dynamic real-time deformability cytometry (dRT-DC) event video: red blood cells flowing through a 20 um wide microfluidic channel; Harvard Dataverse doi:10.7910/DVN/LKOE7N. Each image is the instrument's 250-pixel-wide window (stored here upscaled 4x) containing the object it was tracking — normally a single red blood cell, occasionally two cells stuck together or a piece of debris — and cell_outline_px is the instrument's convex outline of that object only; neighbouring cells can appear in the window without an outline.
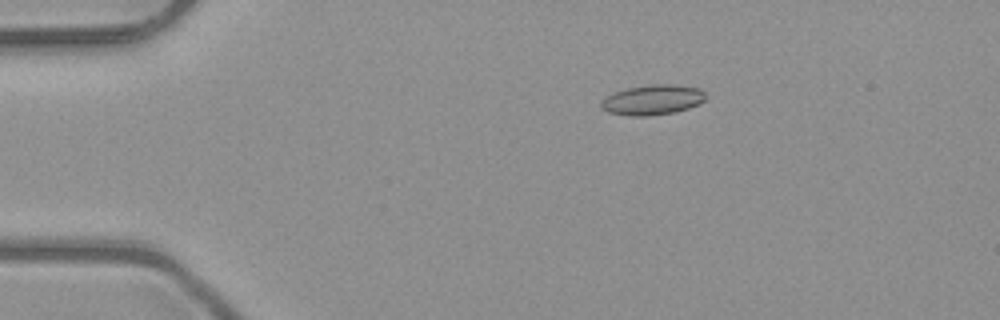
{"species": "common noctule bat (a hibernating species)", "species_latin": "Nyctalus noctula", "temperature_condition": "room temperature", "stored_images_in_passage": 49, "camera_frame_rate_fps": 3000, "um_per_image_px": 0.085, "animal": {"sex": "male", "body_mass_g": 23.1, "forearm_length_mm": 52.7}, "frame": {"image": 1, "passage_image": 7, "time_ms": 2.0, "image_size_px": [1000, 320], "cell_outline_px": [[704, 100], [688, 108], [672, 112], [648, 116], [632, 116], [608, 112], [600, 108], [600, 100], [616, 92], [628, 88], [648, 84], [672, 84], [700, 88], [704, 92]], "centroid_in_image_um": [55.43, 8.48], "position_along_channel_um": 29.6, "area_um2": 18.15}}
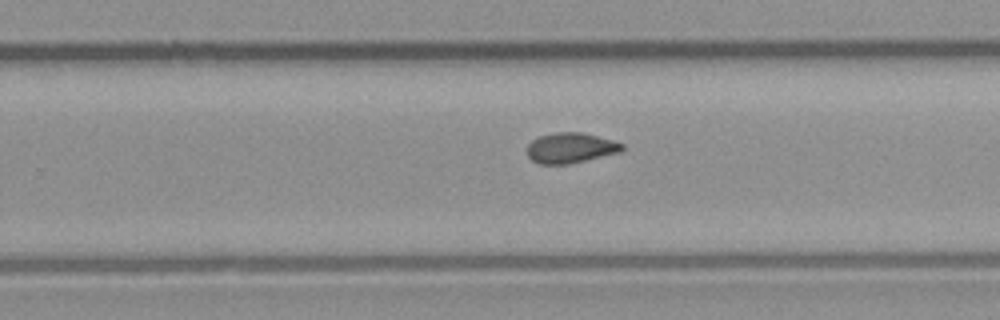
{"frame": {"image": 2, "passage_image": 30, "time_ms": 9.667, "image_size_px": [1000, 320], "cell_outline_px": [[624, 148], [620, 152], [568, 164], [540, 164], [532, 160], [528, 156], [528, 144], [532, 140], [540, 136], [556, 132], [584, 132], [612, 140], [624, 144]], "centroid_in_image_um": [48.5, 12.56], "position_along_channel_um": 281.3, "area_um2": 16.7}}
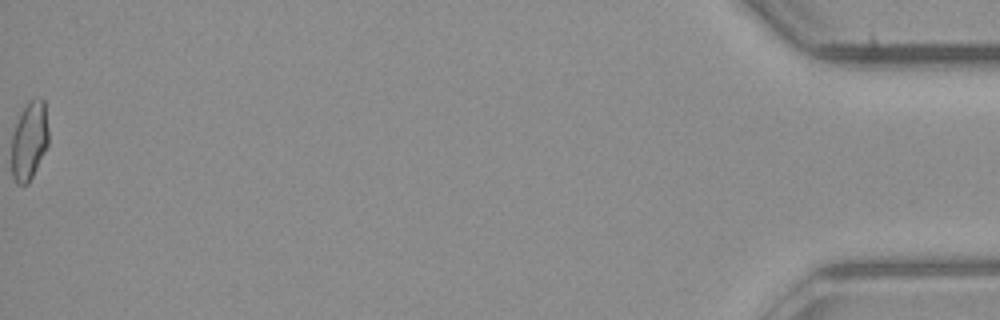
{"frame": {"image": 3, "passage_image": 49, "time_ms": 16.0, "image_size_px": [1000, 320], "cell_outline_px": [[48, 144], [28, 184], [16, 184], [12, 176], [12, 136], [20, 112], [28, 100], [36, 96], [40, 96], [44, 100], [48, 128]], "centroid_in_image_um": [2.49, 11.9], "position_along_channel_um": 432.7, "area_um2": 16.99}, "authors_computed_cell_mechanics": {"area_um2": 16.8776, "velocity_mm_per_s": 4.0571, "shape_relaxation_time_tau1_ms": null, "shape_relaxation_time_tau2_ms": 2.6196, "deformation_change_tau1": null, "deformation_change_tau2": 0.0818}}